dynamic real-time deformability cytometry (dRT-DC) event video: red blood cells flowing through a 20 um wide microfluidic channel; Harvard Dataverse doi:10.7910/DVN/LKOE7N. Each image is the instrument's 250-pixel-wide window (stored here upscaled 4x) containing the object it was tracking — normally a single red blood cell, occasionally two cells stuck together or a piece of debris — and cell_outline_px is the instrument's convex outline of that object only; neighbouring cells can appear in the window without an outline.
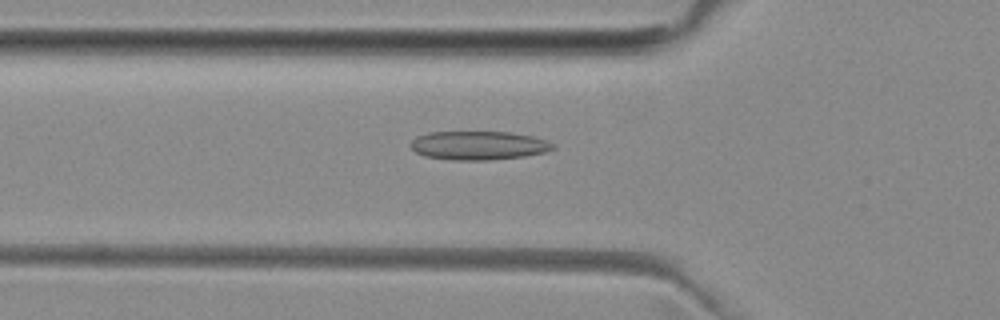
{"species": "common noctule bat (a hibernating species)", "species_latin": "Nyctalus noctula", "temperature_condition": "room temperature", "stored_images_in_passage": 43, "camera_frame_rate_fps": 3000, "um_per_image_px": 0.085, "animal": {"sex": "female", "body_mass_g": 29.2, "forearm_length_mm": 56.3}, "frame": {"image": 1, "passage_image": 17, "time_ms": 5.333, "image_size_px": [1000, 320], "cell_outline_px": [[556, 148], [544, 152], [524, 156], [492, 160], [452, 160], [424, 156], [416, 152], [412, 148], [412, 140], [416, 136], [428, 132], [508, 132], [532, 136], [544, 140], [552, 144]], "centroid_in_image_um": [40.65, 12.37], "position_along_channel_um": 85.2, "area_um2": 23.7}}
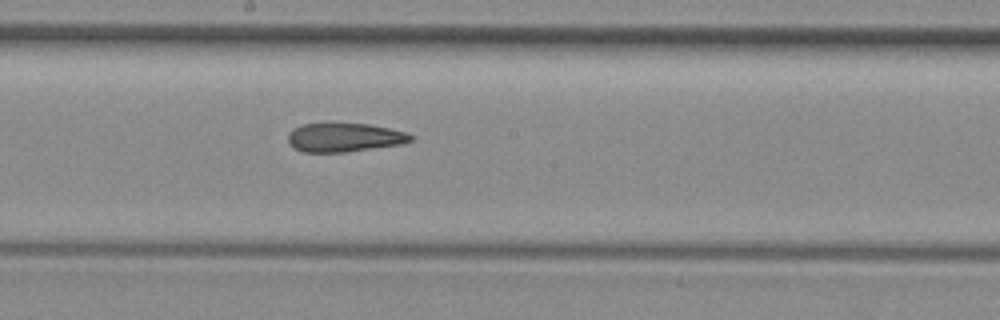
{"frame": {"image": 2, "passage_image": 27, "time_ms": 8.667, "image_size_px": [1000, 320], "cell_outline_px": [[416, 136], [412, 140], [404, 144], [344, 152], [304, 152], [292, 148], [288, 144], [288, 132], [292, 128], [300, 124], [328, 120], [332, 120], [368, 124], [408, 132]], "centroid_in_image_um": [29.22, 11.63], "position_along_channel_um": 219.0, "area_um2": 21.85}}
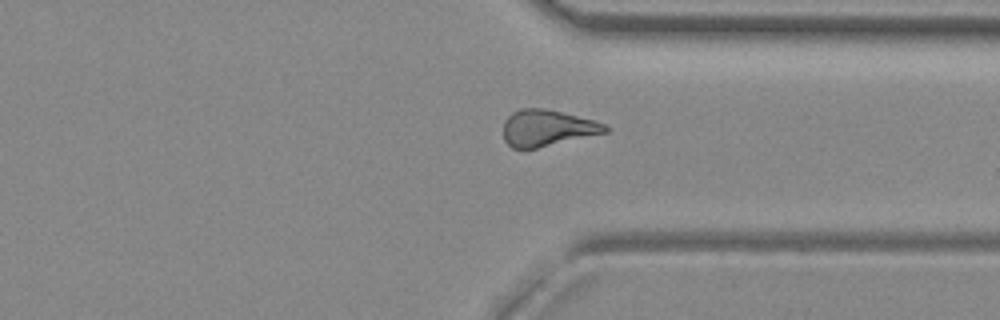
{"frame": {"image": 3, "passage_image": 38, "time_ms": 12.333, "image_size_px": [1000, 320], "cell_outline_px": [[608, 132], [536, 148], [512, 148], [504, 140], [504, 120], [512, 112], [520, 108], [544, 108], [592, 120], [604, 124], [608, 128]], "centroid_in_image_um": [46.47, 10.88], "position_along_channel_um": 364.9, "area_um2": 21.27}}